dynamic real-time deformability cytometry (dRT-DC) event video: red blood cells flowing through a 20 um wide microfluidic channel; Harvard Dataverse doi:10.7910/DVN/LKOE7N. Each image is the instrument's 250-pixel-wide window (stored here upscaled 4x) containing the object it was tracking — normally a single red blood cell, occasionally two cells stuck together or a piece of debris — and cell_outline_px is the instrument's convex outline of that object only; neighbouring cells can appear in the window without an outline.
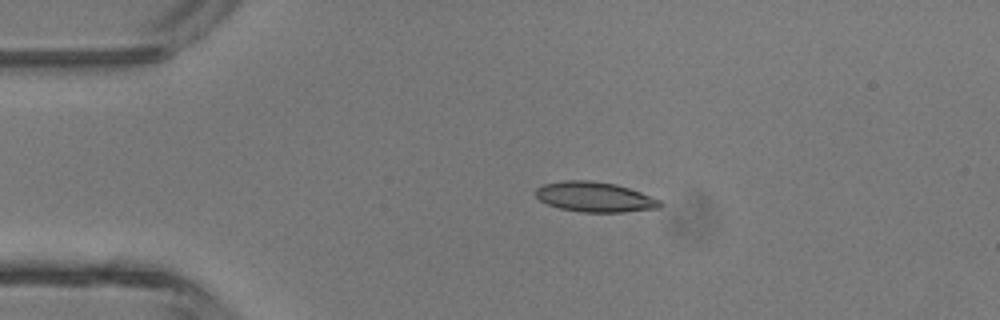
{"species": "common noctule bat (a hibernating species)", "species_latin": "Nyctalus noctula", "temperature_condition": "room temperature", "stored_images_in_passage": 3, "camera_frame_rate_fps": 3000, "um_per_image_px": 0.085, "animal": {"sex": "male", "body_mass_g": 13.3}, "frame": {"image": 1, "passage_image": 2, "time_ms": 1.667, "image_size_px": [1000, 320], "cell_outline_px": [[664, 204], [660, 208], [624, 212], [584, 212], [560, 208], [548, 204], [540, 200], [536, 196], [536, 188], [544, 184], [564, 180], [592, 180], [616, 184], [640, 192], [660, 200]], "centroid_in_image_um": [50.57, 16.74], "position_along_channel_um": 34.4, "area_um2": 21.73}}